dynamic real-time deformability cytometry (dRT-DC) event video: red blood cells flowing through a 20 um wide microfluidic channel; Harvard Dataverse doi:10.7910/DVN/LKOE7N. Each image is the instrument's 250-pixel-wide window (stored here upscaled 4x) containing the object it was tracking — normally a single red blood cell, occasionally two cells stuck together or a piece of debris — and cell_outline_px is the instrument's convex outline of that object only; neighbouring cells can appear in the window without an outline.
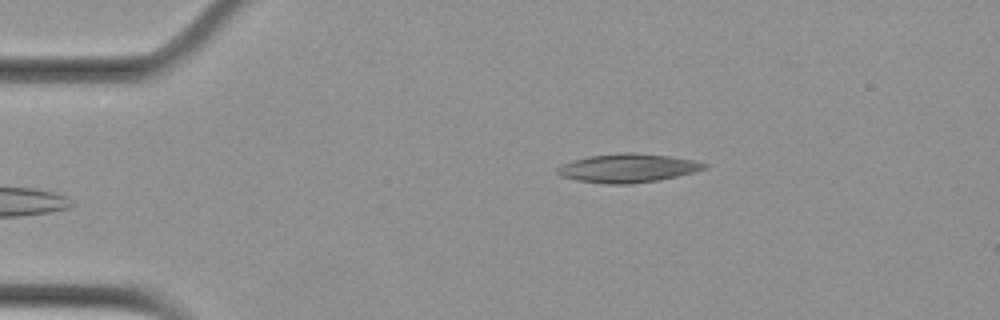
{"species": "Egyptian fruit bat (a non-hibernating species)", "species_latin": "Rousettus aegyptiacus", "temperature_condition": "cold", "stored_images_in_passage": 4, "camera_frame_rate_fps": 3000, "um_per_image_px": 0.085, "animal": {"sex": "female"}, "frame": {"image": 1, "passage_image": 4, "time_ms": 1.0, "image_size_px": [1000, 320], "cell_outline_px": [[708, 168], [676, 176], [656, 180], [628, 184], [608, 184], [576, 180], [564, 176], [556, 172], [556, 168], [572, 160], [592, 156], [620, 152], [628, 152], [668, 156], [696, 160], [708, 164]], "centroid_in_image_um": [53.38, 14.28], "position_along_channel_um": 31.6, "area_um2": 24.22}}